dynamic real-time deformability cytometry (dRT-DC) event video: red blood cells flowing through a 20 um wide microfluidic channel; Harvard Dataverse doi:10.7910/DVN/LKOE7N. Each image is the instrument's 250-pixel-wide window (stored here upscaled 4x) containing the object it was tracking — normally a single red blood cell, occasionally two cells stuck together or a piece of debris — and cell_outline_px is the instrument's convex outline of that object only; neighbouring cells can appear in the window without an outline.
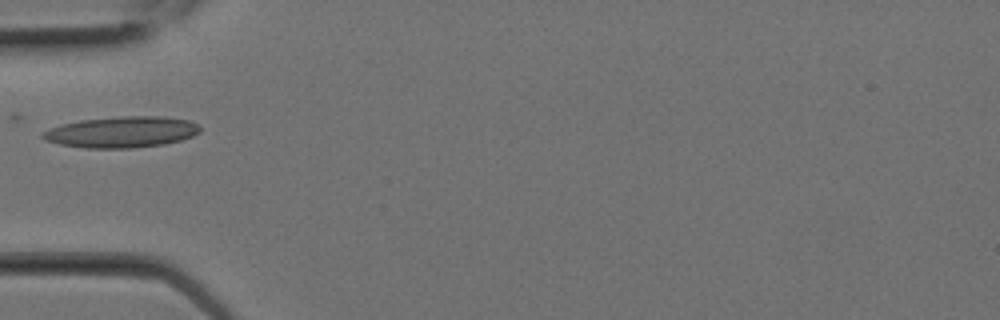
{"species": "Egyptian fruit bat (a non-hibernating species)", "species_latin": "Rousettus aegyptiacus", "temperature_condition": "room temperature", "stored_images_in_passage": 3, "camera_frame_rate_fps": 3000, "um_per_image_px": 0.085, "animal": {"sex": "female"}, "frame": {"image": 1, "passage_image": 3, "time_ms": 0.667, "image_size_px": [1000, 320], "cell_outline_px": [[200, 132], [192, 136], [180, 140], [164, 144], [132, 148], [84, 148], [60, 144], [44, 140], [40, 136], [44, 132], [60, 124], [80, 120], [120, 116], [164, 116], [188, 120], [196, 124], [200, 128]], "centroid_in_image_um": [10.33, 11.22], "position_along_channel_um": 74.7, "area_um2": 28.5}}